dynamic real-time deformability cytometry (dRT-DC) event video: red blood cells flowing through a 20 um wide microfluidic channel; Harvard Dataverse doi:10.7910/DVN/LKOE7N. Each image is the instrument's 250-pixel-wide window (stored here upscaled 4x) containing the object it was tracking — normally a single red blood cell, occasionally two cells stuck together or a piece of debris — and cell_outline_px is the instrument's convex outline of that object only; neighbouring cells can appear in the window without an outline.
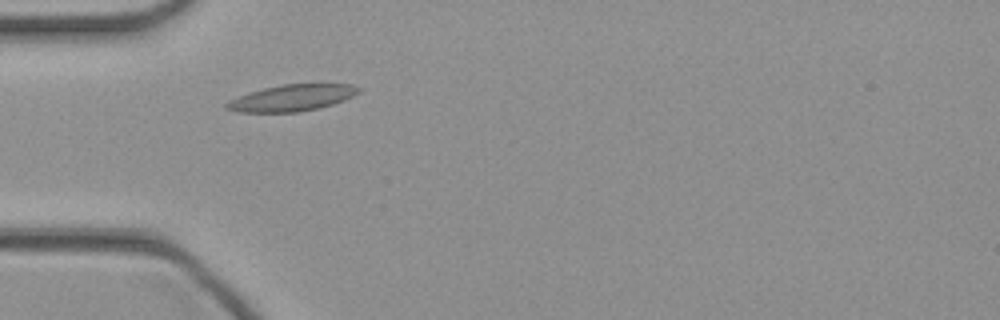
{"species": "common noctule bat (a hibernating species)", "species_latin": "Nyctalus noctula", "temperature_condition": "cold", "stored_images_in_passage": 34, "camera_frame_rate_fps": 3000, "um_per_image_px": 0.085, "animal": {"sex": "female", "body_mass_g": 21.9}, "frame": {"image": 1, "passage_image": 2, "time_ms": 0.333, "image_size_px": [1000, 320], "cell_outline_px": [[360, 92], [344, 100], [320, 108], [300, 112], [240, 112], [224, 108], [224, 104], [228, 100], [248, 92], [280, 84], [320, 80], [352, 84], [360, 88]], "centroid_in_image_um": [24.89, 8.26], "position_along_channel_um": 60.1, "area_um2": 21.5}}
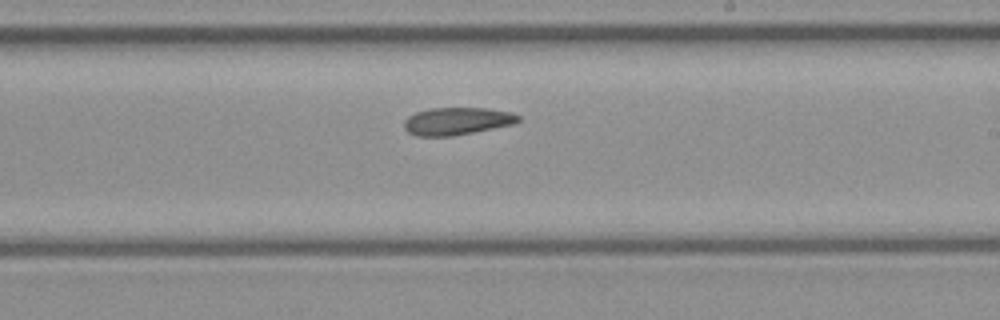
{"frame": {"image": 2, "passage_image": 15, "time_ms": 4.667, "image_size_px": [1000, 320], "cell_outline_px": [[520, 120], [516, 124], [452, 136], [416, 136], [408, 132], [404, 128], [404, 120], [408, 116], [416, 112], [428, 108], [488, 108], [512, 112], [520, 116]], "centroid_in_image_um": [38.86, 10.29], "position_along_channel_um": 250.1, "area_um2": 18.5}}
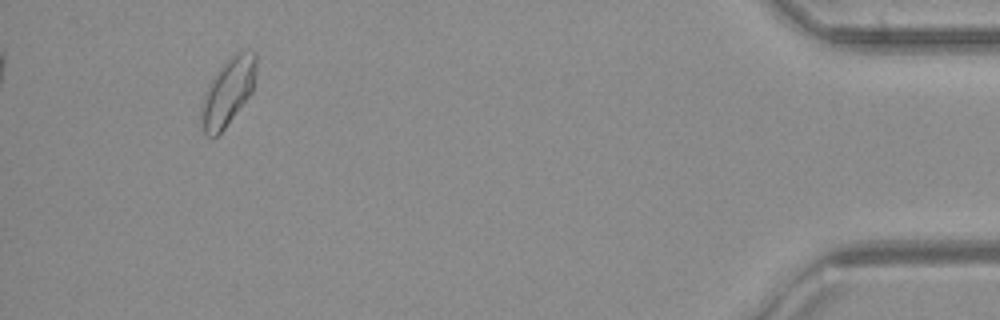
{"frame": {"image": 3, "passage_image": 31, "time_ms": 10.0, "image_size_px": [1000, 320], "cell_outline_px": [[256, 76], [252, 92], [224, 128], [216, 136], [208, 136], [200, 128], [200, 104], [204, 92], [212, 76], [232, 52], [256, 52]], "centroid_in_image_um": [19.33, 7.79], "position_along_channel_um": 415.9, "area_um2": 21.85}}